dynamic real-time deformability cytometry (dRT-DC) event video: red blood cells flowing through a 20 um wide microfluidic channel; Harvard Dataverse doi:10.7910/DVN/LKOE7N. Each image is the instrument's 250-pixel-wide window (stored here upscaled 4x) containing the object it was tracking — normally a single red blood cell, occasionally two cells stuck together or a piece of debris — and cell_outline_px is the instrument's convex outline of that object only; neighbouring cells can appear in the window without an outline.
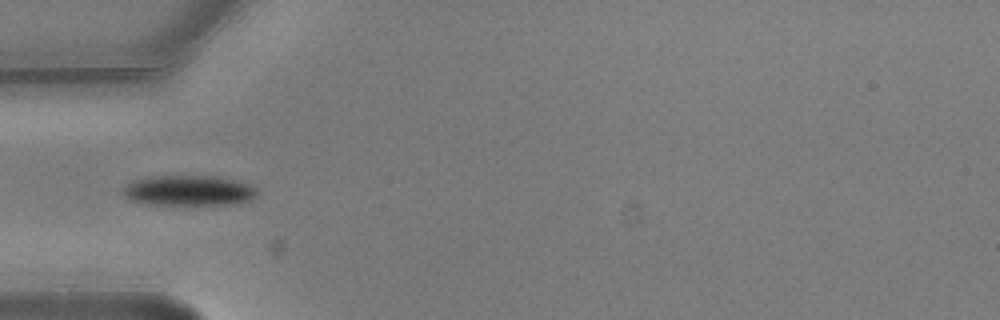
{"species": "common noctule bat (a hibernating species)", "species_latin": "Nyctalus noctula", "temperature_condition": "warm", "stored_images_in_passage": 2, "camera_frame_rate_fps": 3000, "um_per_image_px": 0.085, "animal": {"sex": "male", "body_mass_g": 20.5, "forearm_length_mm": 52.5}, "frame": {"image": 1, "passage_image": 1, "time_ms": 0.0, "image_size_px": [1000, 320], "cell_outline_px": [[256, 196], [248, 200], [228, 204], [148, 204], [132, 200], [124, 196], [120, 192], [128, 184], [136, 180], [148, 176], [212, 176], [232, 180], [248, 184], [256, 192]], "centroid_in_image_um": [15.96, 16.19], "position_along_channel_um": 69.0, "area_um2": 23.12}}
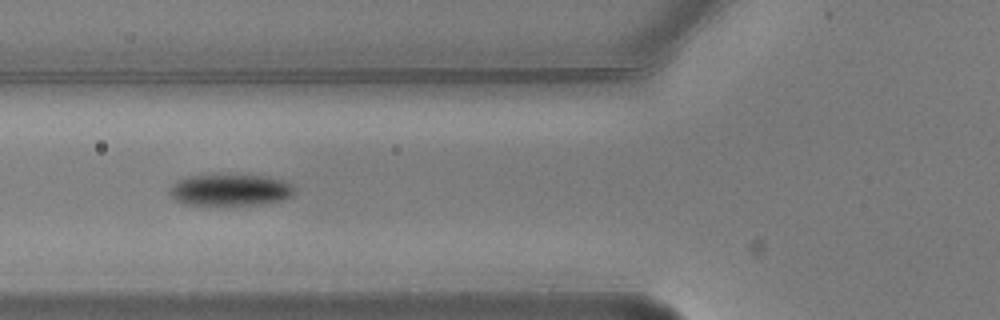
{"frame": {"image": 2, "passage_image": 2, "time_ms": 0.333, "image_size_px": [1000, 320], "cell_outline_px": [[296, 192], [292, 196], [284, 200], [264, 204], [188, 204], [176, 200], [168, 192], [168, 188], [176, 180], [188, 176], [264, 176], [284, 180], [296, 188]], "centroid_in_image_um": [19.61, 16.15], "position_along_channel_um": 106.2, "area_um2": 22.72}}